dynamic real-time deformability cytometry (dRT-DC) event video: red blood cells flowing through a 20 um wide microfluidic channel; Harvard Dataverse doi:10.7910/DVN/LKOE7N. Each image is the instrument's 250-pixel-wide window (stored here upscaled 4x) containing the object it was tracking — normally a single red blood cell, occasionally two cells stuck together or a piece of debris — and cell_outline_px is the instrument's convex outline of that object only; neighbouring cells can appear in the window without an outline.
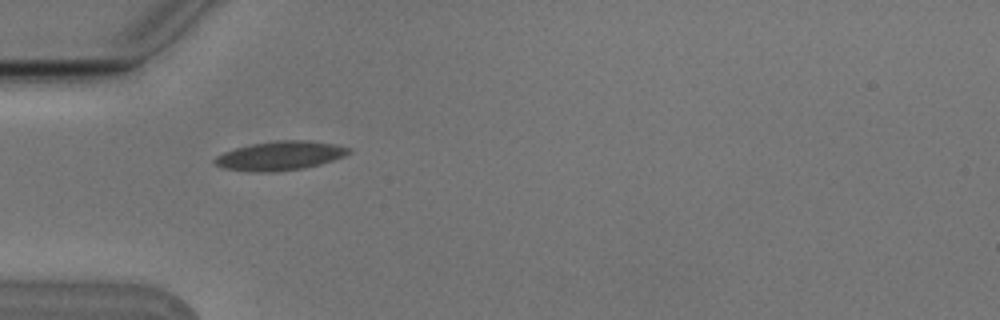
{"species": "Egyptian fruit bat (a non-hibernating species)", "species_latin": "Rousettus aegyptiacus", "temperature_condition": "cold", "stored_images_in_passage": 4, "camera_frame_rate_fps": 3000, "um_per_image_px": 0.085, "animal": {"sex": "male"}, "frame": {"image": 1, "passage_image": 3, "time_ms": 0.667, "image_size_px": [1000, 320], "cell_outline_px": [[352, 152], [344, 156], [320, 164], [304, 168], [224, 168], [216, 164], [212, 160], [216, 156], [224, 152], [236, 148], [252, 144], [276, 140], [308, 140], [336, 144], [352, 148]], "centroid_in_image_um": [23.93, 13.15], "position_along_channel_um": 61.1, "area_um2": 21.27}}